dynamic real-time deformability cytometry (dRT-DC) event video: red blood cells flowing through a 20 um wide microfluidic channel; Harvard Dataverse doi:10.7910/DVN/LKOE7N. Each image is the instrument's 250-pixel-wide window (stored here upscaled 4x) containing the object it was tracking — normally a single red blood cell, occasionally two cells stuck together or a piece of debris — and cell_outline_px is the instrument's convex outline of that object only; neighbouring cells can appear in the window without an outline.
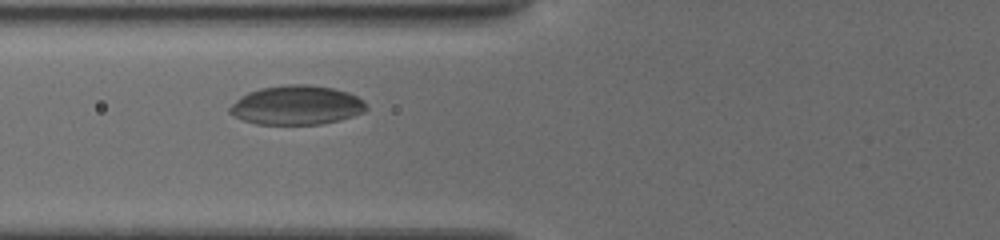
{"species": "common noctule bat (a hibernating species)", "species_latin": "Nyctalus noctula", "temperature_condition": "cold", "stored_images_in_passage": 20, "camera_frame_rate_fps": 3000, "um_per_image_px": 0.085, "animal": {"sex": "female", "body_mass_g": 19.5, "forearm_length_mm": 54.1}, "frame": {"image": 1, "passage_image": 12, "time_ms": 3.333, "image_size_px": [1000, 240], "cell_outline_px": [[368, 108], [364, 112], [340, 120], [320, 124], [256, 124], [244, 120], [228, 112], [228, 108], [240, 96], [248, 92], [260, 88], [288, 84], [308, 84], [332, 88], [348, 92], [364, 100]], "centroid_in_image_um": [25.22, 8.93], "position_along_channel_um": 100.6, "area_um2": 31.21}}
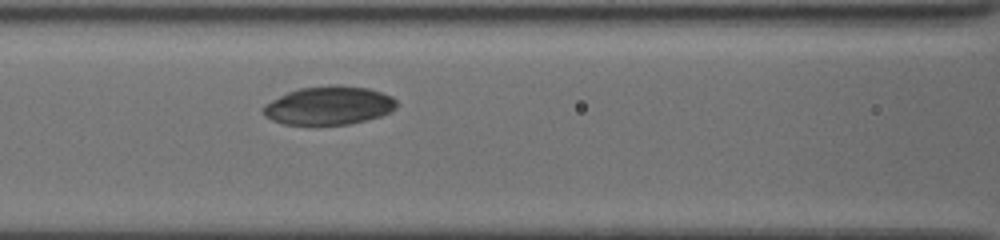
{"frame": {"image": 2, "passage_image": 14, "time_ms": 4.333, "image_size_px": [1000, 240], "cell_outline_px": [[396, 108], [392, 112], [380, 116], [348, 124], [284, 124], [272, 120], [264, 116], [260, 108], [264, 104], [288, 92], [300, 88], [328, 84], [336, 84], [368, 88], [392, 96], [396, 100]], "centroid_in_image_um": [27.94, 8.95], "position_along_channel_um": 138.7, "area_um2": 30.0}}
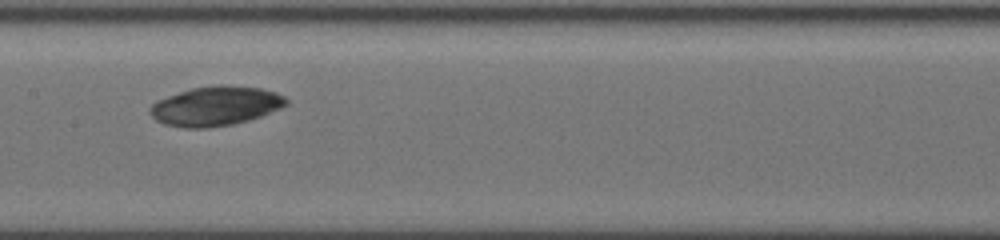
{"frame": {"image": 3, "passage_image": 19, "time_ms": 5.667, "image_size_px": [1000, 240], "cell_outline_px": [[288, 104], [280, 108], [260, 116], [248, 120], [232, 124], [208, 128], [184, 128], [164, 124], [156, 120], [148, 112], [148, 108], [156, 100], [192, 88], [212, 84], [228, 84], [260, 88], [276, 92], [284, 96], [288, 100]], "centroid_in_image_um": [18.31, 9.0], "position_along_channel_um": 189.1, "area_um2": 31.5}}